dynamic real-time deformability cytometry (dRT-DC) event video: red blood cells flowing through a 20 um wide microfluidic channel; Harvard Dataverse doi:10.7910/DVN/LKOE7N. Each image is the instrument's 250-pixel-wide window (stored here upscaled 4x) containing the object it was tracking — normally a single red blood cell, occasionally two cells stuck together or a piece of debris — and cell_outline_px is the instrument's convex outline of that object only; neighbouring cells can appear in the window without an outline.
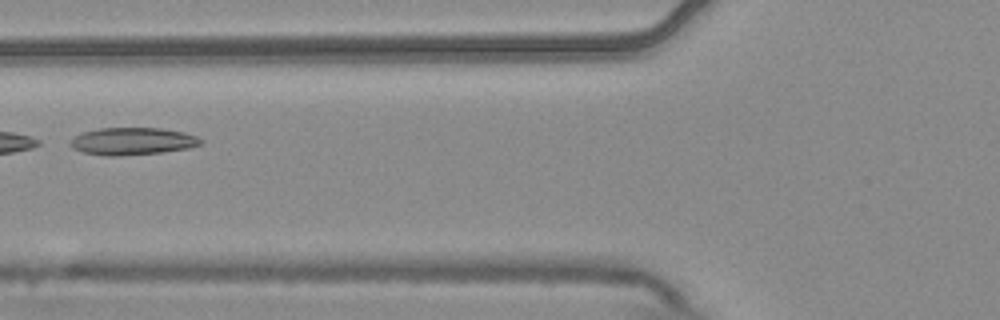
{"species": "common noctule bat (a hibernating species)", "species_latin": "Nyctalus noctula", "temperature_condition": "warm", "stored_images_in_passage": 8, "camera_frame_rate_fps": 3000, "um_per_image_px": 0.085, "animal": {"sex": "male", "body_mass_g": 20.4}, "frame": {"image": 1, "passage_image": 6, "time_ms": 1.667, "image_size_px": [1000, 320], "cell_outline_px": [[204, 144], [188, 148], [160, 152], [120, 156], [108, 156], [84, 152], [72, 148], [68, 144], [76, 136], [84, 132], [100, 128], [160, 128], [184, 132], [196, 136], [204, 140]], "centroid_in_image_um": [11.3, 12.0], "position_along_channel_um": 114.5, "area_um2": 20.69}}
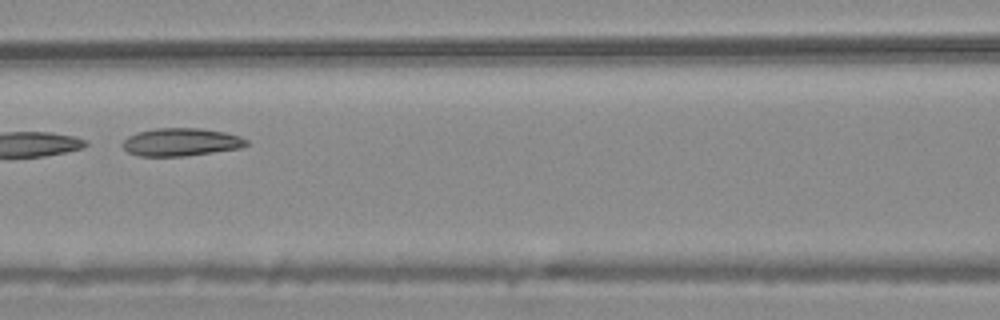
{"frame": {"image": 2, "passage_image": 7, "time_ms": 2.0, "image_size_px": [1000, 320], "cell_outline_px": [[248, 144], [240, 148], [184, 156], [140, 156], [128, 152], [120, 144], [128, 136], [136, 132], [156, 128], [200, 128], [224, 132], [240, 136], [248, 140]], "centroid_in_image_um": [15.36, 12.07], "position_along_channel_um": 151.2, "area_um2": 20.11}}
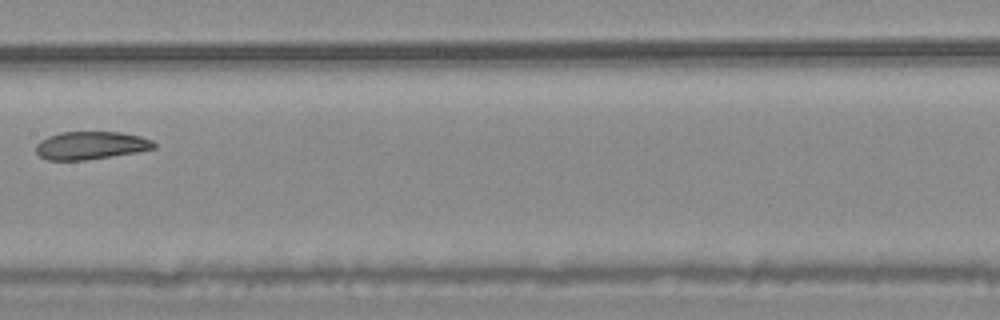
{"frame": {"image": 3, "passage_image": 8, "time_ms": 2.333, "image_size_px": [1000, 320], "cell_outline_px": [[156, 148], [136, 152], [84, 160], [48, 160], [40, 156], [36, 152], [36, 144], [40, 140], [48, 136], [60, 132], [120, 132], [140, 136], [152, 140], [156, 144]], "centroid_in_image_um": [7.71, 12.35], "position_along_channel_um": 199.7, "area_um2": 19.13}}